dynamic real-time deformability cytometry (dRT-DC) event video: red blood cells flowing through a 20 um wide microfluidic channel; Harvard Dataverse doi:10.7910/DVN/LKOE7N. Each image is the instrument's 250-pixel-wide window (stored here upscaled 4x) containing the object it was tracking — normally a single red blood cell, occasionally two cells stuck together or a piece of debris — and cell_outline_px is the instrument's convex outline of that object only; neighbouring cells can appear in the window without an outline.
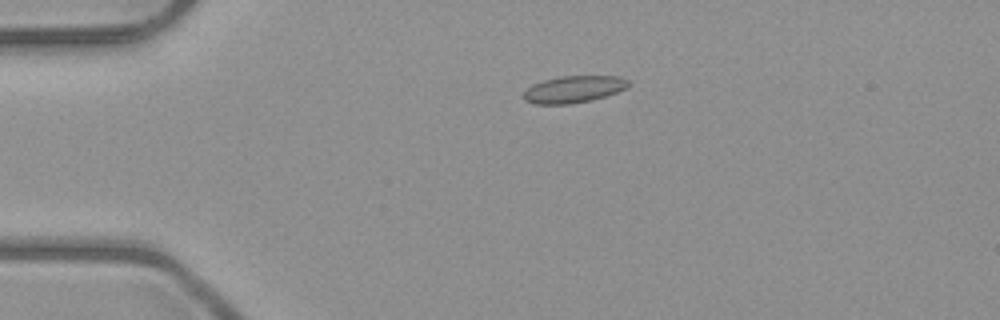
{"species": "common noctule bat (a hibernating species)", "species_latin": "Nyctalus noctula", "temperature_condition": "room temperature", "stored_images_in_passage": 6, "segment_of_instrument_passage": [1, 2], "camera_frame_rate_fps": 3000, "um_per_image_px": 0.085, "animal": {"sex": "male", "body_mass_g": 23.1, "forearm_length_mm": 52.7}, "frame": {"image": 1, "passage_image": 4, "time_ms": 3.333, "image_size_px": [1000, 320], "cell_outline_px": [[628, 84], [624, 88], [616, 92], [592, 100], [568, 104], [536, 104], [524, 100], [524, 92], [532, 84], [544, 80], [560, 76], [620, 76], [628, 80]], "centroid_in_image_um": [48.73, 7.58], "position_along_channel_um": 36.3, "area_um2": 16.24}}